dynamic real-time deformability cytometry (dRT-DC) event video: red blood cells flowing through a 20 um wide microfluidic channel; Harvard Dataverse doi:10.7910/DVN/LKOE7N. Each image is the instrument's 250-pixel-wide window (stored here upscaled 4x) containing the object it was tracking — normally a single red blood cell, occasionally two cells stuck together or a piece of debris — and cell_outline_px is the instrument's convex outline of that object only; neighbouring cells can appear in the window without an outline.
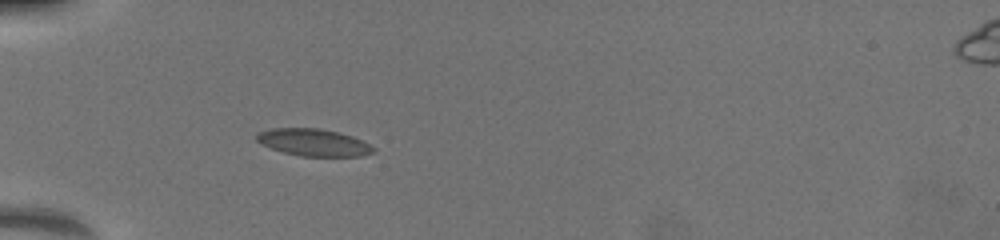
{"species": "common noctule bat (a hibernating species)", "species_latin": "Nyctalus noctula", "temperature_condition": "warm", "stored_images_in_passage": 58, "camera_frame_rate_fps": 3000, "um_per_image_px": 0.085, "animal": {"sex": "female", "body_mass_g": 19.5, "forearm_length_mm": 54.1}, "frame": {"image": 1, "passage_image": 1, "time_ms": 0.0, "image_size_px": [1000, 240], "cell_outline_px": [[376, 152], [360, 156], [300, 156], [284, 152], [272, 148], [256, 140], [256, 136], [260, 132], [272, 128], [320, 128], [352, 136], [376, 148]], "centroid_in_image_um": [26.68, 12.11], "position_along_channel_um": 58.3, "area_um2": 18.21}}
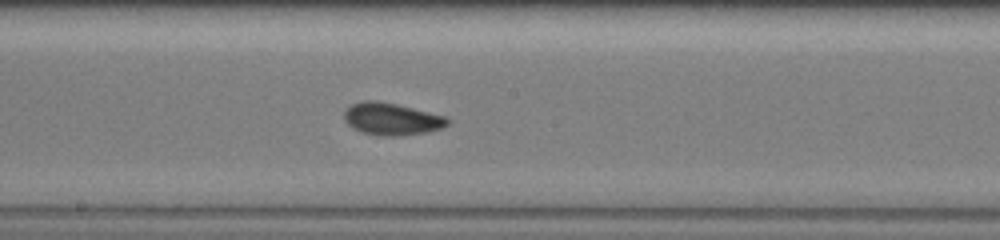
{"frame": {"image": 2, "passage_image": 19, "time_ms": 4.333, "image_size_px": [1000, 240], "cell_outline_px": [[452, 120], [448, 124], [440, 128], [428, 132], [396, 136], [380, 136], [360, 132], [352, 128], [344, 120], [344, 112], [352, 104], [364, 100], [376, 100], [396, 104], [444, 116]], "centroid_in_image_um": [33.26, 10.12], "position_along_channel_um": 214.9, "area_um2": 19.36}}
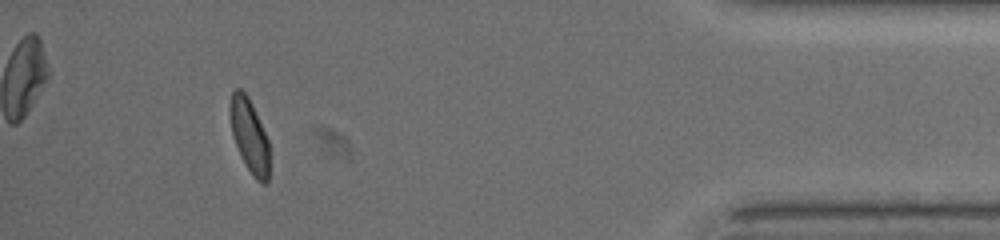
{"frame": {"image": 3, "passage_image": 50, "time_ms": 10.667, "image_size_px": [1000, 240], "cell_outline_px": [[268, 180], [264, 184], [260, 184], [252, 176], [240, 156], [232, 132], [228, 112], [228, 108], [232, 92], [236, 88], [240, 88], [248, 96], [252, 104], [268, 140]], "centroid_in_image_um": [21.17, 11.52], "position_along_channel_um": 414.0, "area_um2": 16.88}, "authors_computed_cell_mechanics": {"area_um2": 18.207, "velocity_mm_per_s": 3.9115, "shape_relaxation_time_tau1_ms": 3.842, "shape_relaxation_time_tau2_ms": 1.3746, "deformation_change_tau1": 0.1119, "deformation_change_tau2": 0.0591}}